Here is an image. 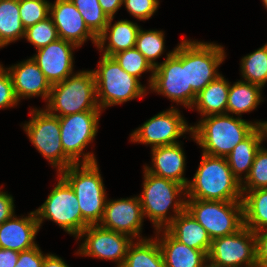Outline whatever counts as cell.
Returning a JSON list of instances; mask_svg holds the SVG:
<instances>
[{"label": "cell", "instance_id": "6da1fadb", "mask_svg": "<svg viewBox=\"0 0 267 267\" xmlns=\"http://www.w3.org/2000/svg\"><path fill=\"white\" fill-rule=\"evenodd\" d=\"M192 126V139L202 148V153L227 157L234 147L246 139L265 121L250 122L231 114L205 116Z\"/></svg>", "mask_w": 267, "mask_h": 267}, {"label": "cell", "instance_id": "7a4b0ae2", "mask_svg": "<svg viewBox=\"0 0 267 267\" xmlns=\"http://www.w3.org/2000/svg\"><path fill=\"white\" fill-rule=\"evenodd\" d=\"M186 198L242 201L241 183L231 172L226 157L202 153L199 167L186 187Z\"/></svg>", "mask_w": 267, "mask_h": 267}, {"label": "cell", "instance_id": "3957f363", "mask_svg": "<svg viewBox=\"0 0 267 267\" xmlns=\"http://www.w3.org/2000/svg\"><path fill=\"white\" fill-rule=\"evenodd\" d=\"M143 173V190L138 195L143 216L149 218L156 231L165 229L185 210L186 188L175 181L149 173L145 168ZM170 209L174 214L168 213Z\"/></svg>", "mask_w": 267, "mask_h": 267}, {"label": "cell", "instance_id": "277c9868", "mask_svg": "<svg viewBox=\"0 0 267 267\" xmlns=\"http://www.w3.org/2000/svg\"><path fill=\"white\" fill-rule=\"evenodd\" d=\"M46 104L45 109L58 117L84 111H102L97 102L93 70L78 71L64 81L51 85Z\"/></svg>", "mask_w": 267, "mask_h": 267}, {"label": "cell", "instance_id": "5b68a950", "mask_svg": "<svg viewBox=\"0 0 267 267\" xmlns=\"http://www.w3.org/2000/svg\"><path fill=\"white\" fill-rule=\"evenodd\" d=\"M59 175L75 192L82 217L90 225L99 224L103 217L107 196L97 161L72 164Z\"/></svg>", "mask_w": 267, "mask_h": 267}, {"label": "cell", "instance_id": "8992f818", "mask_svg": "<svg viewBox=\"0 0 267 267\" xmlns=\"http://www.w3.org/2000/svg\"><path fill=\"white\" fill-rule=\"evenodd\" d=\"M93 70L96 81V96L100 109L143 98L147 94L138 78L127 73L112 56L101 55Z\"/></svg>", "mask_w": 267, "mask_h": 267}, {"label": "cell", "instance_id": "52a82bcc", "mask_svg": "<svg viewBox=\"0 0 267 267\" xmlns=\"http://www.w3.org/2000/svg\"><path fill=\"white\" fill-rule=\"evenodd\" d=\"M166 55L165 60L154 68L149 89L191 109L197 94L192 88H187L186 39Z\"/></svg>", "mask_w": 267, "mask_h": 267}, {"label": "cell", "instance_id": "ba28073f", "mask_svg": "<svg viewBox=\"0 0 267 267\" xmlns=\"http://www.w3.org/2000/svg\"><path fill=\"white\" fill-rule=\"evenodd\" d=\"M57 180L45 202L34 210L39 227L41 228L44 219L51 220L77 238L90 224L82 217L73 189L59 174Z\"/></svg>", "mask_w": 267, "mask_h": 267}, {"label": "cell", "instance_id": "9c48e42d", "mask_svg": "<svg viewBox=\"0 0 267 267\" xmlns=\"http://www.w3.org/2000/svg\"><path fill=\"white\" fill-rule=\"evenodd\" d=\"M185 209L207 231L211 240L233 234L244 225L242 201L186 198Z\"/></svg>", "mask_w": 267, "mask_h": 267}, {"label": "cell", "instance_id": "30bf717a", "mask_svg": "<svg viewBox=\"0 0 267 267\" xmlns=\"http://www.w3.org/2000/svg\"><path fill=\"white\" fill-rule=\"evenodd\" d=\"M31 119L25 122L23 130L30 142L59 174L74 164L65 154L61 144L59 117L46 109L33 108Z\"/></svg>", "mask_w": 267, "mask_h": 267}, {"label": "cell", "instance_id": "8fae6325", "mask_svg": "<svg viewBox=\"0 0 267 267\" xmlns=\"http://www.w3.org/2000/svg\"><path fill=\"white\" fill-rule=\"evenodd\" d=\"M103 111H84L59 117L60 137L64 154L74 163L96 162L93 152L84 153L92 143L99 128V119ZM82 156V158H80Z\"/></svg>", "mask_w": 267, "mask_h": 267}, {"label": "cell", "instance_id": "7c38bea8", "mask_svg": "<svg viewBox=\"0 0 267 267\" xmlns=\"http://www.w3.org/2000/svg\"><path fill=\"white\" fill-rule=\"evenodd\" d=\"M222 45L186 39L187 88L198 94L219 75L218 67L226 58Z\"/></svg>", "mask_w": 267, "mask_h": 267}, {"label": "cell", "instance_id": "4fadbf2b", "mask_svg": "<svg viewBox=\"0 0 267 267\" xmlns=\"http://www.w3.org/2000/svg\"><path fill=\"white\" fill-rule=\"evenodd\" d=\"M192 133L178 108L162 111L145 121L130 134L131 142L150 145L151 148L179 143V137Z\"/></svg>", "mask_w": 267, "mask_h": 267}, {"label": "cell", "instance_id": "5bb4252c", "mask_svg": "<svg viewBox=\"0 0 267 267\" xmlns=\"http://www.w3.org/2000/svg\"><path fill=\"white\" fill-rule=\"evenodd\" d=\"M207 259L227 267H257L255 232L243 225L233 234L213 239Z\"/></svg>", "mask_w": 267, "mask_h": 267}, {"label": "cell", "instance_id": "9a60e30c", "mask_svg": "<svg viewBox=\"0 0 267 267\" xmlns=\"http://www.w3.org/2000/svg\"><path fill=\"white\" fill-rule=\"evenodd\" d=\"M82 240L77 250L78 255L111 260L122 267L127 251L134 241L131 237L97 225H89L83 230L76 240Z\"/></svg>", "mask_w": 267, "mask_h": 267}, {"label": "cell", "instance_id": "2e32d148", "mask_svg": "<svg viewBox=\"0 0 267 267\" xmlns=\"http://www.w3.org/2000/svg\"><path fill=\"white\" fill-rule=\"evenodd\" d=\"M144 218L139 196L107 199L103 217L98 225L140 240L145 238L140 235Z\"/></svg>", "mask_w": 267, "mask_h": 267}, {"label": "cell", "instance_id": "e0dca14e", "mask_svg": "<svg viewBox=\"0 0 267 267\" xmlns=\"http://www.w3.org/2000/svg\"><path fill=\"white\" fill-rule=\"evenodd\" d=\"M77 48L79 47L75 44L58 38L37 50L32 58L38 64L47 81L54 85L74 74L73 51Z\"/></svg>", "mask_w": 267, "mask_h": 267}, {"label": "cell", "instance_id": "ac0fdd59", "mask_svg": "<svg viewBox=\"0 0 267 267\" xmlns=\"http://www.w3.org/2000/svg\"><path fill=\"white\" fill-rule=\"evenodd\" d=\"M59 38L81 47L87 40L97 44V36L85 24L81 13L71 0H55L50 4V14Z\"/></svg>", "mask_w": 267, "mask_h": 267}, {"label": "cell", "instance_id": "d6986e66", "mask_svg": "<svg viewBox=\"0 0 267 267\" xmlns=\"http://www.w3.org/2000/svg\"><path fill=\"white\" fill-rule=\"evenodd\" d=\"M12 78L17 100L41 96L49 99L51 84L32 57L6 68Z\"/></svg>", "mask_w": 267, "mask_h": 267}, {"label": "cell", "instance_id": "ffe728a7", "mask_svg": "<svg viewBox=\"0 0 267 267\" xmlns=\"http://www.w3.org/2000/svg\"><path fill=\"white\" fill-rule=\"evenodd\" d=\"M39 230L35 211L22 217L14 214L0 225V248L18 252L29 250L38 245L35 238Z\"/></svg>", "mask_w": 267, "mask_h": 267}, {"label": "cell", "instance_id": "44dd1931", "mask_svg": "<svg viewBox=\"0 0 267 267\" xmlns=\"http://www.w3.org/2000/svg\"><path fill=\"white\" fill-rule=\"evenodd\" d=\"M179 143L151 148L152 166L144 168L156 176L175 181L185 188L189 181L184 177L186 157Z\"/></svg>", "mask_w": 267, "mask_h": 267}, {"label": "cell", "instance_id": "7402d4cb", "mask_svg": "<svg viewBox=\"0 0 267 267\" xmlns=\"http://www.w3.org/2000/svg\"><path fill=\"white\" fill-rule=\"evenodd\" d=\"M113 19L114 17L109 18L105 29L97 36L96 47L102 55L106 56H113L121 51L135 48L141 28L137 23L125 19L112 24Z\"/></svg>", "mask_w": 267, "mask_h": 267}, {"label": "cell", "instance_id": "603a6c76", "mask_svg": "<svg viewBox=\"0 0 267 267\" xmlns=\"http://www.w3.org/2000/svg\"><path fill=\"white\" fill-rule=\"evenodd\" d=\"M155 233L165 267H202L207 260V255L202 250L180 243L165 229L157 230Z\"/></svg>", "mask_w": 267, "mask_h": 267}, {"label": "cell", "instance_id": "cb8c5ba5", "mask_svg": "<svg viewBox=\"0 0 267 267\" xmlns=\"http://www.w3.org/2000/svg\"><path fill=\"white\" fill-rule=\"evenodd\" d=\"M165 230L180 243L197 250H202L206 255L208 254L212 240L207 231L186 209Z\"/></svg>", "mask_w": 267, "mask_h": 267}, {"label": "cell", "instance_id": "d4e9b609", "mask_svg": "<svg viewBox=\"0 0 267 267\" xmlns=\"http://www.w3.org/2000/svg\"><path fill=\"white\" fill-rule=\"evenodd\" d=\"M265 140L263 128L258 126L246 139L238 143L226 157L231 172L240 183L249 175L255 155Z\"/></svg>", "mask_w": 267, "mask_h": 267}, {"label": "cell", "instance_id": "484cf974", "mask_svg": "<svg viewBox=\"0 0 267 267\" xmlns=\"http://www.w3.org/2000/svg\"><path fill=\"white\" fill-rule=\"evenodd\" d=\"M229 87V81L222 74L219 75L197 94L191 109L195 107L201 118L227 113Z\"/></svg>", "mask_w": 267, "mask_h": 267}, {"label": "cell", "instance_id": "4316f807", "mask_svg": "<svg viewBox=\"0 0 267 267\" xmlns=\"http://www.w3.org/2000/svg\"><path fill=\"white\" fill-rule=\"evenodd\" d=\"M262 89L259 85L241 80L230 84L227 102L228 114L242 117V114L255 110L261 102H264Z\"/></svg>", "mask_w": 267, "mask_h": 267}, {"label": "cell", "instance_id": "83f0119b", "mask_svg": "<svg viewBox=\"0 0 267 267\" xmlns=\"http://www.w3.org/2000/svg\"><path fill=\"white\" fill-rule=\"evenodd\" d=\"M243 224L253 232L267 230V188L242 191Z\"/></svg>", "mask_w": 267, "mask_h": 267}, {"label": "cell", "instance_id": "f1b7e54d", "mask_svg": "<svg viewBox=\"0 0 267 267\" xmlns=\"http://www.w3.org/2000/svg\"><path fill=\"white\" fill-rule=\"evenodd\" d=\"M122 267H165L156 237L134 240Z\"/></svg>", "mask_w": 267, "mask_h": 267}, {"label": "cell", "instance_id": "f546056e", "mask_svg": "<svg viewBox=\"0 0 267 267\" xmlns=\"http://www.w3.org/2000/svg\"><path fill=\"white\" fill-rule=\"evenodd\" d=\"M25 27L19 16V0H0V48L23 39Z\"/></svg>", "mask_w": 267, "mask_h": 267}, {"label": "cell", "instance_id": "4dcf8cb0", "mask_svg": "<svg viewBox=\"0 0 267 267\" xmlns=\"http://www.w3.org/2000/svg\"><path fill=\"white\" fill-rule=\"evenodd\" d=\"M240 71L244 82L261 86L267 83V42L254 52L242 57Z\"/></svg>", "mask_w": 267, "mask_h": 267}, {"label": "cell", "instance_id": "1f68e13d", "mask_svg": "<svg viewBox=\"0 0 267 267\" xmlns=\"http://www.w3.org/2000/svg\"><path fill=\"white\" fill-rule=\"evenodd\" d=\"M164 37L165 34L162 30H143L142 28L137 35L135 48L144 55L154 68L158 65L156 59L165 50Z\"/></svg>", "mask_w": 267, "mask_h": 267}, {"label": "cell", "instance_id": "d6a6232c", "mask_svg": "<svg viewBox=\"0 0 267 267\" xmlns=\"http://www.w3.org/2000/svg\"><path fill=\"white\" fill-rule=\"evenodd\" d=\"M112 57L117 61L122 69L138 79H140L142 73L151 71L148 79L149 85L147 88L150 87L153 79L154 67L140 51H138L136 48L127 49L114 54Z\"/></svg>", "mask_w": 267, "mask_h": 267}, {"label": "cell", "instance_id": "836d02e7", "mask_svg": "<svg viewBox=\"0 0 267 267\" xmlns=\"http://www.w3.org/2000/svg\"><path fill=\"white\" fill-rule=\"evenodd\" d=\"M71 2L81 13L88 28L98 36L109 21V17L99 4V0H71Z\"/></svg>", "mask_w": 267, "mask_h": 267}, {"label": "cell", "instance_id": "e575fe53", "mask_svg": "<svg viewBox=\"0 0 267 267\" xmlns=\"http://www.w3.org/2000/svg\"><path fill=\"white\" fill-rule=\"evenodd\" d=\"M267 188V149L257 151L249 175L241 183L242 191Z\"/></svg>", "mask_w": 267, "mask_h": 267}, {"label": "cell", "instance_id": "d590c367", "mask_svg": "<svg viewBox=\"0 0 267 267\" xmlns=\"http://www.w3.org/2000/svg\"><path fill=\"white\" fill-rule=\"evenodd\" d=\"M24 38L34 45L35 50H39L59 38L57 28L51 17L39 21L35 25L25 29Z\"/></svg>", "mask_w": 267, "mask_h": 267}, {"label": "cell", "instance_id": "8d00e7d4", "mask_svg": "<svg viewBox=\"0 0 267 267\" xmlns=\"http://www.w3.org/2000/svg\"><path fill=\"white\" fill-rule=\"evenodd\" d=\"M50 4L47 0H19V16L25 29L49 17Z\"/></svg>", "mask_w": 267, "mask_h": 267}, {"label": "cell", "instance_id": "74e56055", "mask_svg": "<svg viewBox=\"0 0 267 267\" xmlns=\"http://www.w3.org/2000/svg\"><path fill=\"white\" fill-rule=\"evenodd\" d=\"M160 0H123L127 11L140 21L150 19L158 10Z\"/></svg>", "mask_w": 267, "mask_h": 267}, {"label": "cell", "instance_id": "f35d334b", "mask_svg": "<svg viewBox=\"0 0 267 267\" xmlns=\"http://www.w3.org/2000/svg\"><path fill=\"white\" fill-rule=\"evenodd\" d=\"M20 103L14 92L9 71L0 64V109L15 107Z\"/></svg>", "mask_w": 267, "mask_h": 267}, {"label": "cell", "instance_id": "ab89813d", "mask_svg": "<svg viewBox=\"0 0 267 267\" xmlns=\"http://www.w3.org/2000/svg\"><path fill=\"white\" fill-rule=\"evenodd\" d=\"M46 255L43 254L38 245L29 250L19 252L16 267H42Z\"/></svg>", "mask_w": 267, "mask_h": 267}, {"label": "cell", "instance_id": "60d3db41", "mask_svg": "<svg viewBox=\"0 0 267 267\" xmlns=\"http://www.w3.org/2000/svg\"><path fill=\"white\" fill-rule=\"evenodd\" d=\"M257 267H267V230L255 232Z\"/></svg>", "mask_w": 267, "mask_h": 267}, {"label": "cell", "instance_id": "b9f144b4", "mask_svg": "<svg viewBox=\"0 0 267 267\" xmlns=\"http://www.w3.org/2000/svg\"><path fill=\"white\" fill-rule=\"evenodd\" d=\"M12 195L0 189V225L10 219L15 213V204Z\"/></svg>", "mask_w": 267, "mask_h": 267}, {"label": "cell", "instance_id": "7bdbcfd3", "mask_svg": "<svg viewBox=\"0 0 267 267\" xmlns=\"http://www.w3.org/2000/svg\"><path fill=\"white\" fill-rule=\"evenodd\" d=\"M18 258V251L0 248V267H16Z\"/></svg>", "mask_w": 267, "mask_h": 267}, {"label": "cell", "instance_id": "ee69618b", "mask_svg": "<svg viewBox=\"0 0 267 267\" xmlns=\"http://www.w3.org/2000/svg\"><path fill=\"white\" fill-rule=\"evenodd\" d=\"M99 4L106 15L115 17L116 12L122 7L123 0H99Z\"/></svg>", "mask_w": 267, "mask_h": 267}, {"label": "cell", "instance_id": "f6af8a7d", "mask_svg": "<svg viewBox=\"0 0 267 267\" xmlns=\"http://www.w3.org/2000/svg\"><path fill=\"white\" fill-rule=\"evenodd\" d=\"M42 267H70L68 264L65 263V261L58 257L57 255H54L52 253L48 254L44 257V262Z\"/></svg>", "mask_w": 267, "mask_h": 267}, {"label": "cell", "instance_id": "bcb514c9", "mask_svg": "<svg viewBox=\"0 0 267 267\" xmlns=\"http://www.w3.org/2000/svg\"><path fill=\"white\" fill-rule=\"evenodd\" d=\"M202 267H227V266H222V265L213 263V262H211L210 260L207 259V260L204 262V264L202 265Z\"/></svg>", "mask_w": 267, "mask_h": 267}, {"label": "cell", "instance_id": "7dc6e473", "mask_svg": "<svg viewBox=\"0 0 267 267\" xmlns=\"http://www.w3.org/2000/svg\"><path fill=\"white\" fill-rule=\"evenodd\" d=\"M263 131H264V136L267 138V121L264 122L262 125Z\"/></svg>", "mask_w": 267, "mask_h": 267}, {"label": "cell", "instance_id": "c3c4849f", "mask_svg": "<svg viewBox=\"0 0 267 267\" xmlns=\"http://www.w3.org/2000/svg\"><path fill=\"white\" fill-rule=\"evenodd\" d=\"M263 5L265 6V8H267V0H262Z\"/></svg>", "mask_w": 267, "mask_h": 267}]
</instances>
